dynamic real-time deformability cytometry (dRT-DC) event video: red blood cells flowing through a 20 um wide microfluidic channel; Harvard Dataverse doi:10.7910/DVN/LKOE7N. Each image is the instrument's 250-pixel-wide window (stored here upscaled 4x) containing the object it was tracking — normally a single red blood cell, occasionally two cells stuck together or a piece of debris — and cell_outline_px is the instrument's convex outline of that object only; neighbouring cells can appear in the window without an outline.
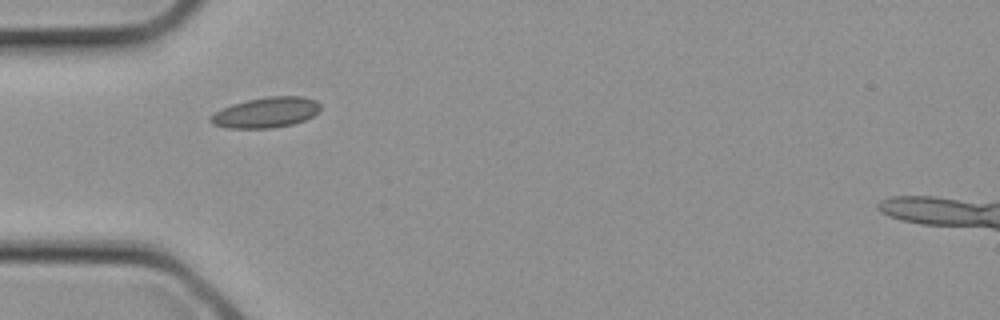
{"species": "common noctule bat (a hibernating species)", "species_latin": "Nyctalus noctula", "temperature_condition": "cold", "stored_images_in_passage": 2, "camera_frame_rate_fps": 3000, "um_per_image_px": 0.085, "animal": {"sex": "female", "body_mass_g": 21.9}, "frame": {"image": 1, "passage_image": 2, "time_ms": 0.333, "image_size_px": [1000, 320], "cell_outline_px": [[320, 108], [312, 116], [304, 120], [292, 124], [272, 128], [228, 128], [212, 124], [208, 120], [208, 116], [232, 104], [248, 100], [268, 96], [304, 96], [316, 100], [320, 104]], "centroid_in_image_um": [22.59, 9.56], "position_along_channel_um": 62.4, "area_um2": 19.42}}